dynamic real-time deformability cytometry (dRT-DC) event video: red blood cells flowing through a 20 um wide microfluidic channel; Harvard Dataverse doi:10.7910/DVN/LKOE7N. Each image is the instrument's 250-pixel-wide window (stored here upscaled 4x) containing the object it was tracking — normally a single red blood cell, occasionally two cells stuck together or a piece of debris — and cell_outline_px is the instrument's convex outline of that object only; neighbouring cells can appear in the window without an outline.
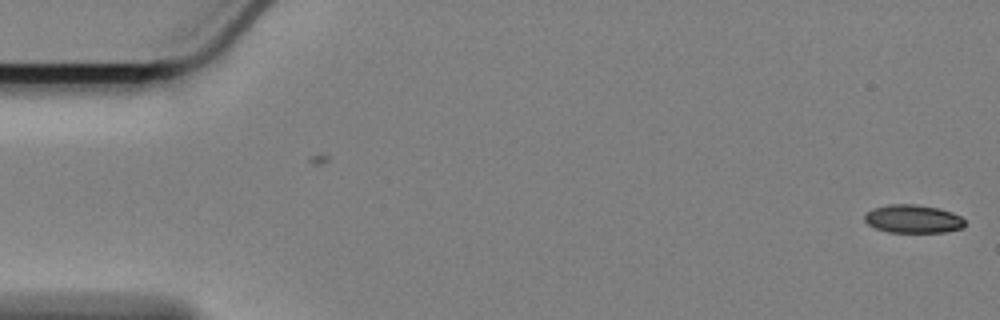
{"species": "Egyptian fruit bat (a non-hibernating species)", "species_latin": "Rousettus aegyptiacus", "temperature_condition": "cold", "stored_images_in_passage": 58, "camera_frame_rate_fps": 3000, "um_per_image_px": 0.085, "animal": {"sex": "female"}, "frame": {"image": 1, "passage_image": 1, "time_ms": 0.0, "image_size_px": [1000, 320], "cell_outline_px": [[964, 228], [944, 232], [888, 232], [876, 228], [868, 224], [864, 220], [864, 216], [872, 208], [888, 204], [916, 204], [940, 208], [952, 212], [960, 216], [964, 220]], "centroid_in_image_um": [77.61, 18.6], "position_along_channel_um": 7.4, "area_um2": 16.59}}
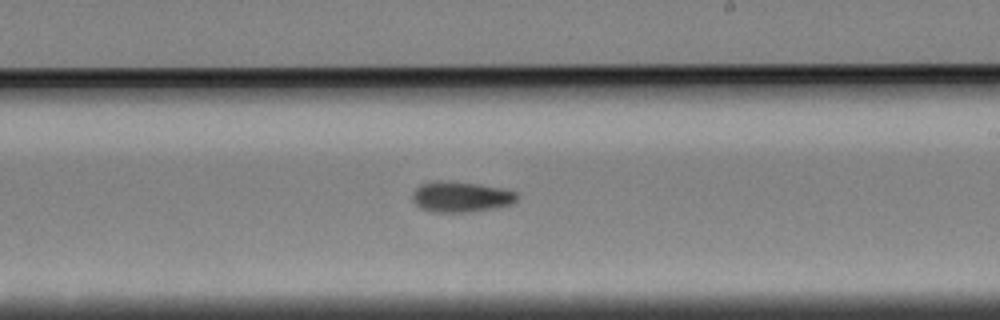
{"frame": {"image": 2, "passage_image": 34, "time_ms": 11.0, "image_size_px": [1000, 320], "cell_outline_px": [[516, 200], [512, 204], [472, 212], [432, 212], [420, 208], [412, 200], [412, 192], [420, 184], [432, 180], [440, 180], [480, 184], [516, 192]], "centroid_in_image_um": [39.1, 16.72], "position_along_channel_um": 249.9, "area_um2": 18.67}}
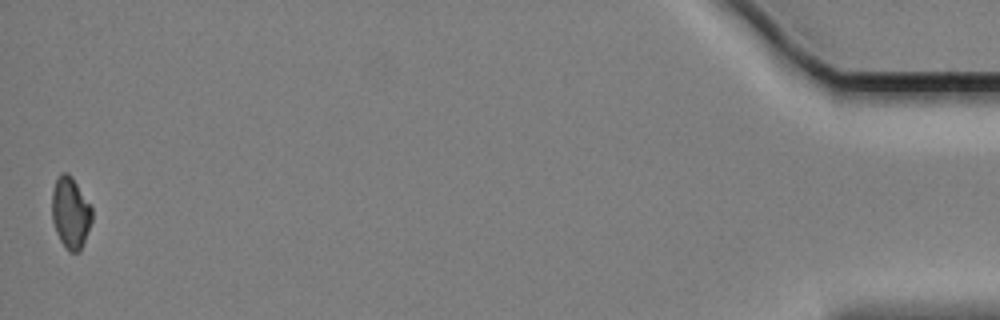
{"frame": {"image": 3, "passage_image": 58, "time_ms": 19.0, "image_size_px": [1000, 320], "cell_outline_px": [[92, 220], [80, 252], [68, 252], [60, 240], [56, 232], [52, 220], [52, 188], [60, 172], [68, 172], [72, 176], [92, 208]], "centroid_in_image_um": [5.98, 18.07], "position_along_channel_um": 429.2, "area_um2": 16.76}}